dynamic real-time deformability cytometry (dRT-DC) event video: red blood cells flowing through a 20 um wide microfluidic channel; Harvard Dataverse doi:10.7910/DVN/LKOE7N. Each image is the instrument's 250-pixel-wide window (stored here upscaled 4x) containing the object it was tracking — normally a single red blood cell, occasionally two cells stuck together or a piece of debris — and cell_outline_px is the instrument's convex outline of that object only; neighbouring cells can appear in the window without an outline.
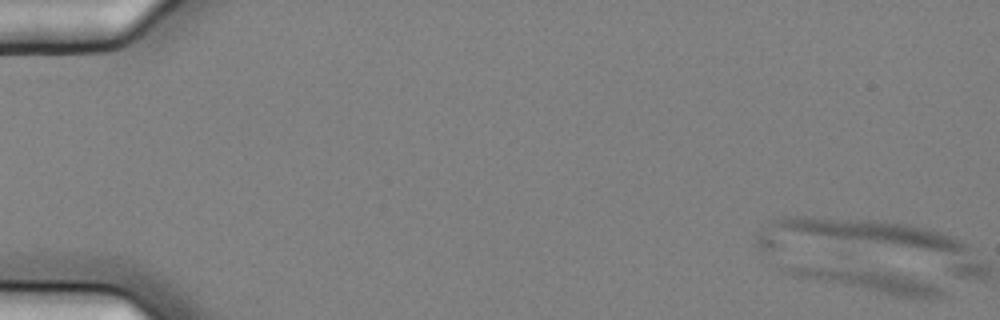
{"species": "common noctule bat (a hibernating species)", "species_latin": "Nyctalus noctula", "temperature_condition": "cold", "stored_images_in_passage": 16, "camera_frame_rate_fps": 3000, "um_per_image_px": 0.085, "animal": {"sex": "female", "body_mass_g": 25.1}, "frame": {"image": 1, "passage_image": 1, "time_ms": 0.0, "image_size_px": [1000, 320], "cell_outline_px": [[944, 296], [896, 296], [792, 276], [784, 272], [780, 268], [844, 256], [848, 256], [932, 284], [940, 288], [944, 292]], "centroid_in_image_um": [73.36, 23.57], "position_along_channel_um": 11.6, "area_um2": 23.87}}